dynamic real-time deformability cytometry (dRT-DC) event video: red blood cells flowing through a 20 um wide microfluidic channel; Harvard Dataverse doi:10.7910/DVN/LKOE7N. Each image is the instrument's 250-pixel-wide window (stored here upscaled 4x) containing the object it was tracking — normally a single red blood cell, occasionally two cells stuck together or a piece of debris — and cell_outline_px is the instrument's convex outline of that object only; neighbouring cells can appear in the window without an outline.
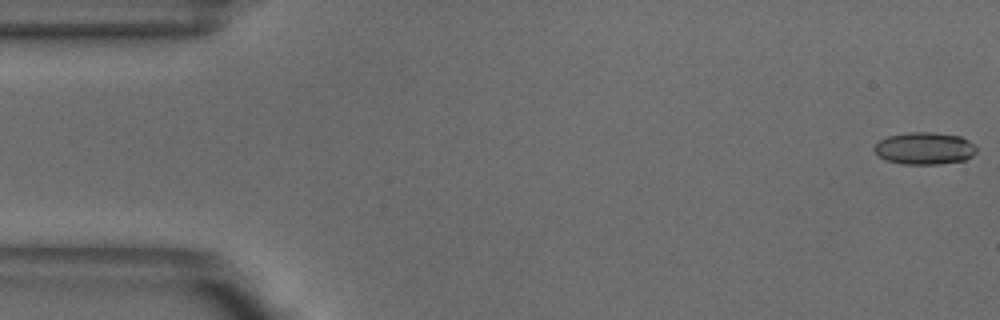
{"species": "common noctule bat (a hibernating species)", "species_latin": "Nyctalus noctula", "temperature_condition": "warm", "stored_images_in_passage": 12, "camera_frame_rate_fps": 3000, "um_per_image_px": 0.085, "animal": {"sex": "male", "body_mass_g": 18.8}, "frame": {"image": 1, "passage_image": 1, "time_ms": 0.0, "image_size_px": [1000, 320], "cell_outline_px": [[976, 152], [972, 156], [964, 160], [940, 164], [904, 164], [884, 160], [872, 148], [880, 140], [888, 136], [908, 132], [932, 132], [960, 136], [968, 140], [976, 148]], "centroid_in_image_um": [78.57, 12.61], "position_along_channel_um": 6.4, "area_um2": 19.13}}